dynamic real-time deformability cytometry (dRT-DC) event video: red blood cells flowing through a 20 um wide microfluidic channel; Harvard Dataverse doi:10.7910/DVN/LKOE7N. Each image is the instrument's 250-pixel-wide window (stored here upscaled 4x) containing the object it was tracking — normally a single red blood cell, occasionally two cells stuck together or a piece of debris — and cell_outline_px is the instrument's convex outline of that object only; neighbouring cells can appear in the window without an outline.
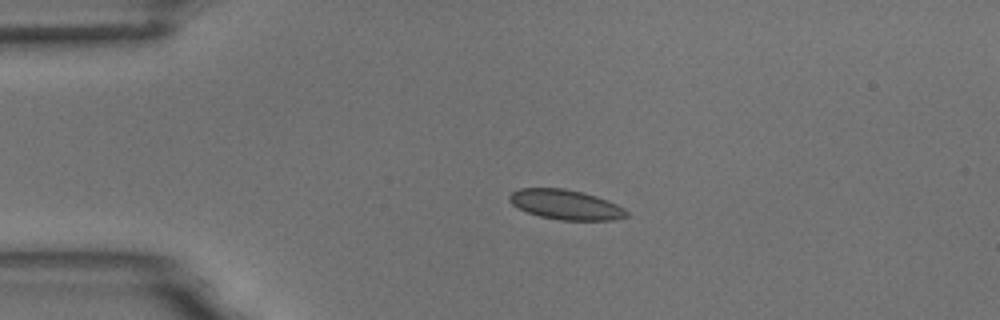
{"species": "common noctule bat (a hibernating species)", "species_latin": "Nyctalus noctula", "temperature_condition": "room temperature", "stored_images_in_passage": 3, "camera_frame_rate_fps": 3000, "um_per_image_px": 0.085, "animal": {"sex": "male", "body_mass_g": 18.8}, "frame": {"image": 1, "passage_image": 2, "time_ms": 1.333, "image_size_px": [1000, 320], "cell_outline_px": [[628, 216], [612, 220], [560, 220], [540, 216], [528, 212], [512, 204], [508, 200], [508, 196], [512, 192], [520, 188], [564, 188], [596, 196], [608, 200], [624, 208], [628, 212]], "centroid_in_image_um": [48.08, 17.39], "position_along_channel_um": 36.9, "area_um2": 20.23}}